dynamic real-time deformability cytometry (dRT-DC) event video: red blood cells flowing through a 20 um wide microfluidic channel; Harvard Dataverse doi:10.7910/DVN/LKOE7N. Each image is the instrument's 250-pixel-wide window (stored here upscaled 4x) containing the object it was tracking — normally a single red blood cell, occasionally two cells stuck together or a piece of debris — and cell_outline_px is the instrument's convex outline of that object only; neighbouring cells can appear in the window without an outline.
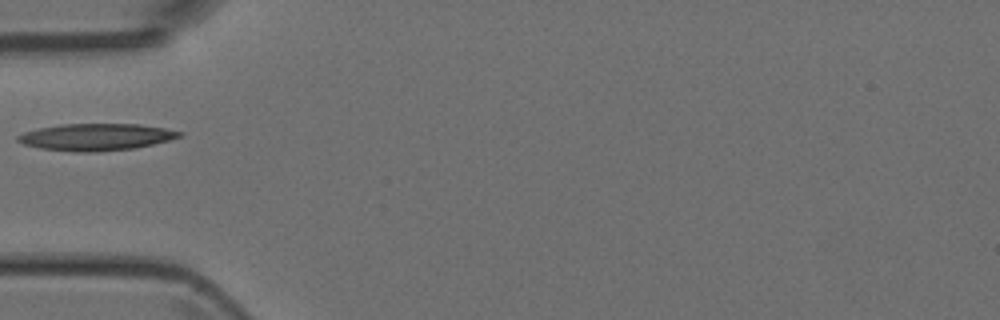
{"species": "Egyptian fruit bat (a non-hibernating species)", "species_latin": "Rousettus aegyptiacus", "temperature_condition": "room temperature", "stored_images_in_passage": 6, "camera_frame_rate_fps": 3000, "um_per_image_px": 0.085, "animal": {"sex": "female"}, "frame": {"image": 1, "passage_image": 5, "time_ms": 4.667, "image_size_px": [1000, 320], "cell_outline_px": [[184, 136], [136, 148], [96, 152], [72, 152], [40, 148], [24, 144], [16, 140], [16, 136], [24, 132], [40, 128], [60, 124], [140, 124], [164, 128], [184, 132]], "centroid_in_image_um": [8.18, 11.65], "position_along_channel_um": 76.8, "area_um2": 25.43}}
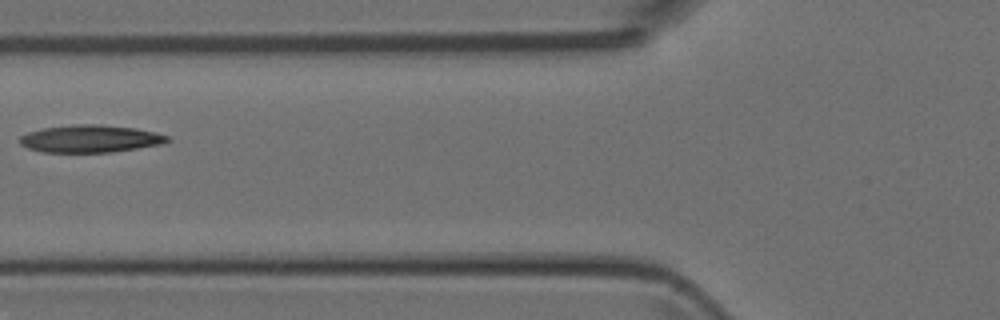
{"frame": {"image": 2, "passage_image": 6, "time_ms": 5.667, "image_size_px": [1000, 320], "cell_outline_px": [[172, 140], [160, 144], [112, 152], [44, 152], [28, 148], [20, 144], [20, 136], [28, 132], [40, 128], [72, 124], [100, 124], [136, 128], [168, 136]], "centroid_in_image_um": [7.63, 11.78], "position_along_channel_um": 118.2, "area_um2": 23.58}}